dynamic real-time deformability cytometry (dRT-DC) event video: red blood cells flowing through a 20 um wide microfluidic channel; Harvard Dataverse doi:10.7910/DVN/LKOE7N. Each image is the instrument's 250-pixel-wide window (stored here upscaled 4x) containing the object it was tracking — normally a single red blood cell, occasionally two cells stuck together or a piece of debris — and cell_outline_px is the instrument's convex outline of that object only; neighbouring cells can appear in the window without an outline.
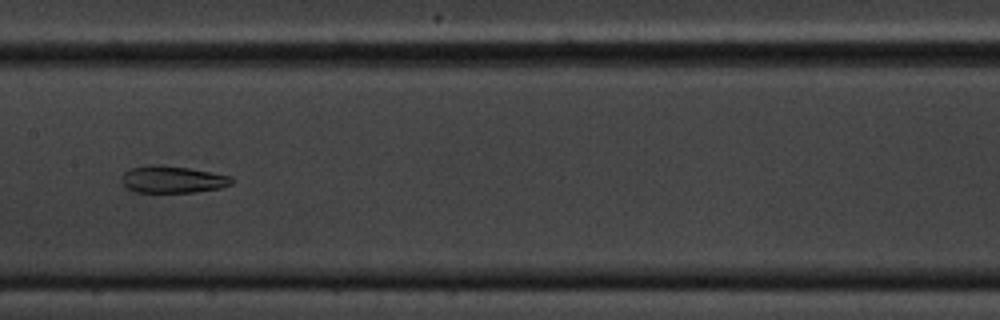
{"species": "common noctule bat (a hibernating species)", "species_latin": "Nyctalus noctula", "temperature_condition": "cold", "stored_images_in_passage": 9, "camera_frame_rate_fps": 3000, "um_per_image_px": 0.085, "animal": {"sex": "male", "body_mass_g": 20.1, "forearm_length_mm": 53.5}, "frame": {"image": 1, "passage_image": 9, "time_ms": 9.333, "image_size_px": [1000, 320], "cell_outline_px": [[236, 180], [232, 184], [220, 188], [196, 192], [136, 192], [128, 188], [120, 180], [120, 176], [128, 168], [148, 164], [164, 164], [212, 172], [232, 176]], "centroid_in_image_um": [14.67, 15.23], "position_along_channel_um": 192.7, "area_um2": 17.74}}